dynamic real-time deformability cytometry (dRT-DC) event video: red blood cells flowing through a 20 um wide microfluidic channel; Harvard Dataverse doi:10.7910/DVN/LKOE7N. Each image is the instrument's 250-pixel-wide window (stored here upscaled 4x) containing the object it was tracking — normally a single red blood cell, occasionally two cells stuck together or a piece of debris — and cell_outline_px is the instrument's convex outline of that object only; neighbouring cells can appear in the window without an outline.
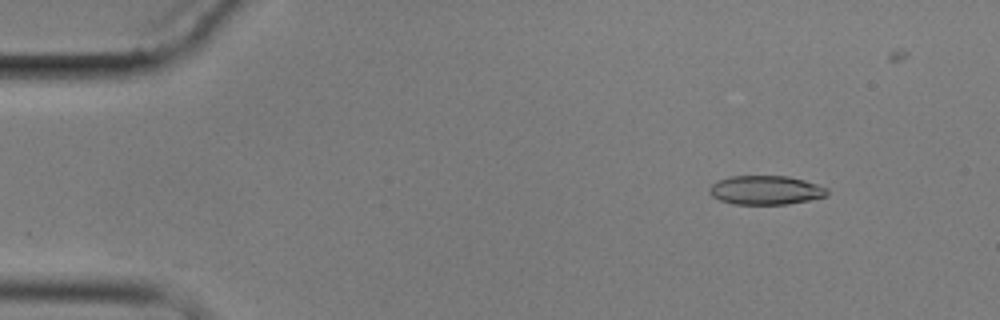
{"species": "common noctule bat (a hibernating species)", "species_latin": "Nyctalus noctula", "temperature_condition": "cold", "stored_images_in_passage": 4, "camera_frame_rate_fps": 3000, "um_per_image_px": 0.085, "animal": {"sex": "male", "body_mass_g": 17.9}, "frame": {"image": 1, "passage_image": 1, "time_ms": 0.0, "image_size_px": [1000, 320], "cell_outline_px": [[828, 192], [824, 196], [808, 200], [788, 204], [732, 204], [720, 200], [712, 196], [708, 192], [708, 188], [716, 180], [732, 176], [788, 176], [804, 180], [828, 188]], "centroid_in_image_um": [65.04, 16.16], "position_along_channel_um": 20.0, "area_um2": 19.88}}
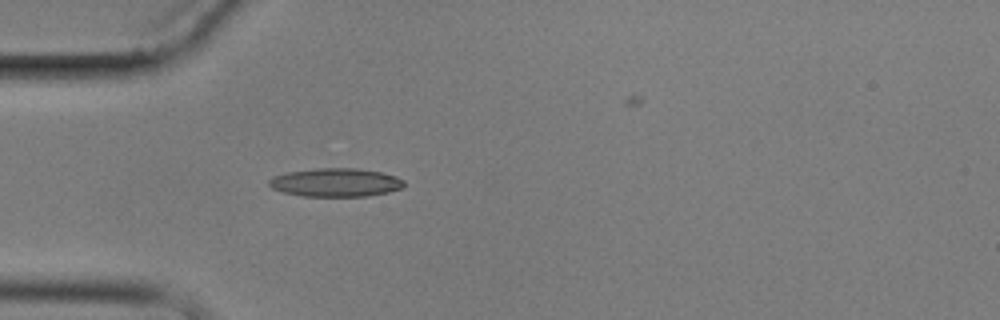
{"frame": {"image": 2, "passage_image": 3, "time_ms": 3.333, "image_size_px": [1000, 320], "cell_outline_px": [[404, 188], [388, 192], [368, 196], [304, 196], [284, 192], [272, 188], [268, 184], [268, 180], [272, 176], [288, 172], [316, 168], [356, 168], [380, 172], [396, 176], [404, 180]], "centroid_in_image_um": [28.54, 15.51], "position_along_channel_um": 56.5, "area_um2": 22.43}}